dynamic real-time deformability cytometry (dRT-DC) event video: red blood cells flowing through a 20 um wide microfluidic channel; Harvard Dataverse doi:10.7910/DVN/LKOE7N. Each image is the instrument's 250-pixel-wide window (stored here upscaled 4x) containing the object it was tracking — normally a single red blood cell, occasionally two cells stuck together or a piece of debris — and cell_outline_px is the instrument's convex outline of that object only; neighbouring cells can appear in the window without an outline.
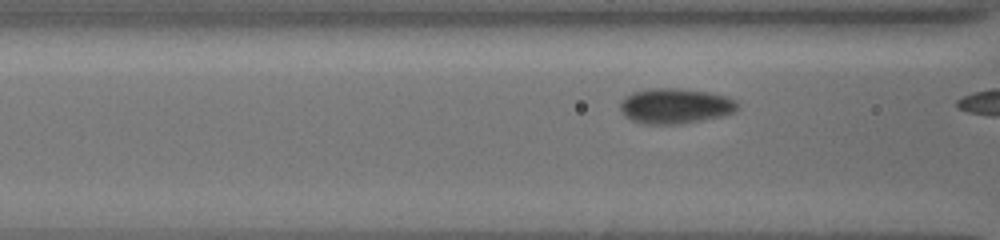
{"species": "common noctule bat (a hibernating species)", "species_latin": "Nyctalus noctula", "temperature_condition": "cold", "stored_images_in_passage": 4, "camera_frame_rate_fps": 3000, "um_per_image_px": 0.085, "animal": {"sex": "female", "body_mass_g": 19.5, "forearm_length_mm": 54.1}, "frame": {"image": 1, "passage_image": 3, "time_ms": 0.667, "image_size_px": [1000, 240], "cell_outline_px": [[736, 108], [732, 112], [716, 116], [676, 124], [644, 124], [632, 120], [620, 108], [620, 104], [632, 92], [652, 88], [680, 88], [712, 92], [728, 96], [736, 104]], "centroid_in_image_um": [57.37, 8.98], "position_along_channel_um": 109.2, "area_um2": 23.41}}